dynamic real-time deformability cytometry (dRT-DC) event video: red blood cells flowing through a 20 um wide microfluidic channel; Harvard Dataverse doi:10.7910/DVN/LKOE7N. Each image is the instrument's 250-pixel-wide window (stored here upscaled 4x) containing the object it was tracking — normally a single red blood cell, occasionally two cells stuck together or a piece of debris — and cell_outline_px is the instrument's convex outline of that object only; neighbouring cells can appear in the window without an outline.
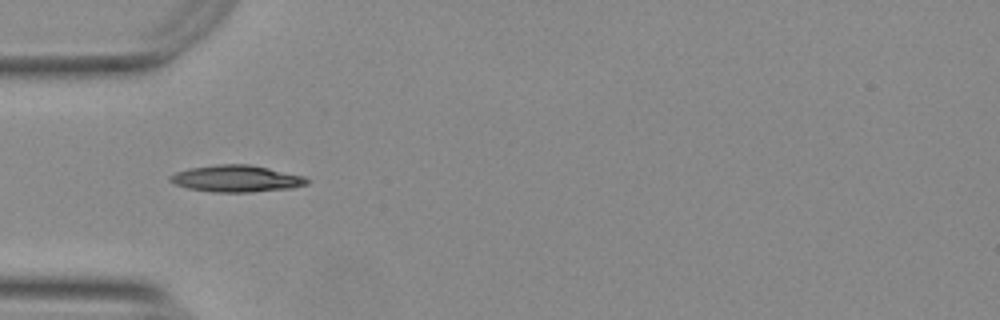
{"species": "Egyptian fruit bat (a non-hibernating species)", "species_latin": "Rousettus aegyptiacus", "temperature_condition": "warm", "stored_images_in_passage": 38, "camera_frame_rate_fps": 3000, "um_per_image_px": 0.085, "animal": {"sex": "female"}, "frame": {"image": 1, "passage_image": 1, "time_ms": 0.0, "image_size_px": [1000, 320], "cell_outline_px": [[308, 184], [292, 188], [252, 192], [212, 192], [188, 188], [176, 184], [168, 180], [168, 176], [176, 172], [188, 168], [216, 164], [248, 164], [268, 168], [304, 176], [308, 180]], "centroid_in_image_um": [20.07, 15.18], "position_along_channel_um": 64.9, "area_um2": 21.33}}
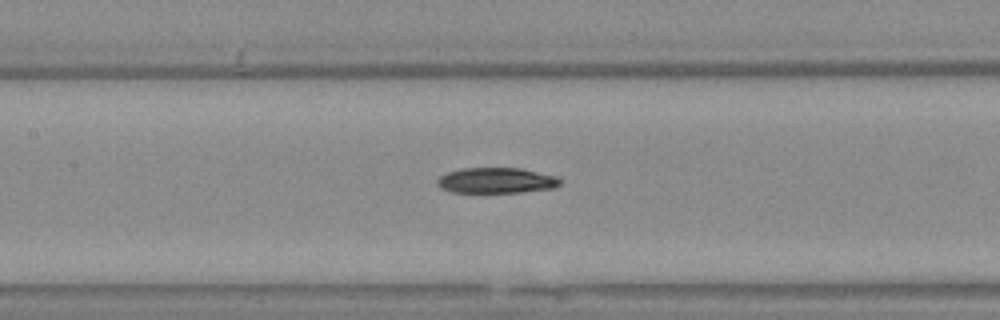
{"frame": {"image": 2, "passage_image": 9, "time_ms": 2.667, "image_size_px": [1000, 320], "cell_outline_px": [[560, 184], [552, 188], [520, 192], [452, 192], [440, 188], [436, 184], [436, 180], [440, 176], [448, 172], [460, 168], [520, 168], [556, 176], [560, 180]], "centroid_in_image_um": [42.14, 15.33], "position_along_channel_um": 165.3, "area_um2": 18.21}}
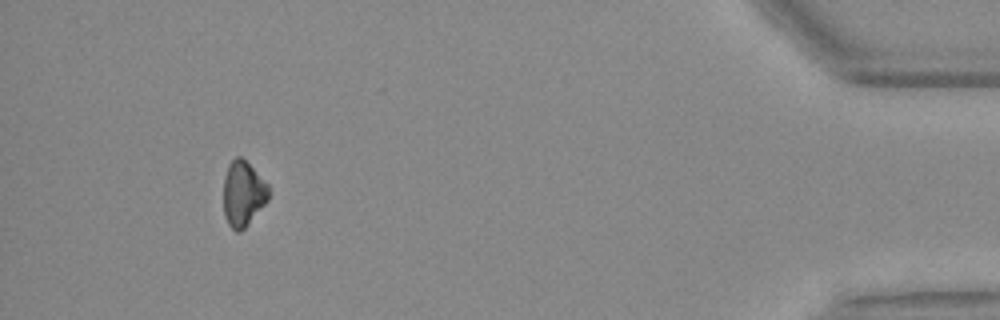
{"frame": {"image": 3, "passage_image": 34, "time_ms": 11.0, "image_size_px": [1000, 320], "cell_outline_px": [[268, 200], [244, 228], [240, 232], [236, 232], [228, 224], [224, 216], [224, 176], [228, 164], [236, 156], [240, 156], [268, 184]], "centroid_in_image_um": [20.64, 16.47], "position_along_channel_um": 414.6, "area_um2": 16.94}, "authors_computed_cell_mechanics": {"area_um2": 18.7272, "velocity_mm_per_s": 3.7834, "shape_relaxation_time_tau1_ms": 6.934, "shape_relaxation_time_tau2_ms": null, "deformation_change_tau1": 0.1487, "deformation_change_tau2": null}}